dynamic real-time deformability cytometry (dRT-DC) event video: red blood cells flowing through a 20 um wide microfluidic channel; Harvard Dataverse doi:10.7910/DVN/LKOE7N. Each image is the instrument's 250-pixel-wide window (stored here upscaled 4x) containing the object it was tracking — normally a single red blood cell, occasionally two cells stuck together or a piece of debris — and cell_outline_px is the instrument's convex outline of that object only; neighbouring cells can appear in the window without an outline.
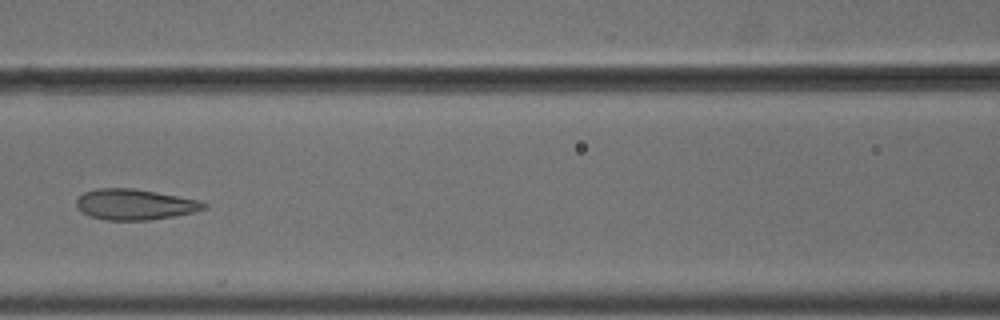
{"species": "common noctule bat (a hibernating species)", "species_latin": "Nyctalus noctula", "temperature_condition": "cold", "stored_images_in_passage": 8, "camera_frame_rate_fps": 3000, "um_per_image_px": 0.085, "animal": {"sex": "male", "body_mass_g": 18.8}, "frame": {"image": 1, "passage_image": 8, "time_ms": 2.333, "image_size_px": [1000, 320], "cell_outline_px": [[208, 208], [176, 216], [148, 220], [104, 220], [88, 216], [80, 212], [76, 208], [76, 200], [84, 192], [96, 188], [132, 188], [156, 192], [200, 200], [208, 204]], "centroid_in_image_um": [11.44, 17.38], "position_along_channel_um": 155.2, "area_um2": 23.06}}